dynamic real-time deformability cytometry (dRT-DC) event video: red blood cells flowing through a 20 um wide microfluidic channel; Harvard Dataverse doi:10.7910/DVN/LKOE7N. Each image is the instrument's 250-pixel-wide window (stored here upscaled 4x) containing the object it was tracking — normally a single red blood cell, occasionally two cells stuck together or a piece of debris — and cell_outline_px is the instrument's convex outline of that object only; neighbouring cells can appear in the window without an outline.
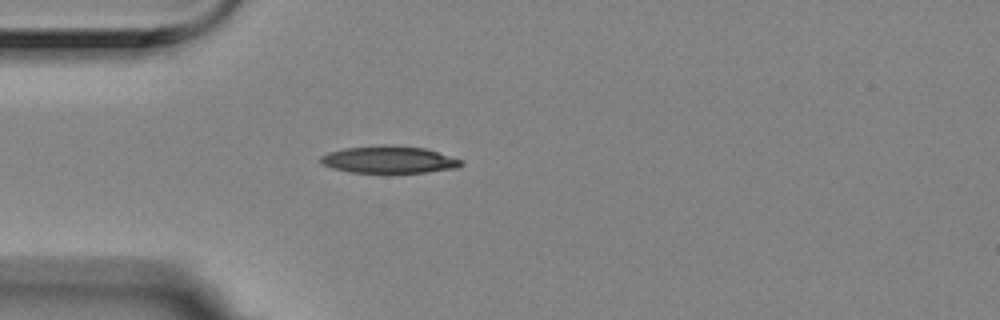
{"species": "Egyptian fruit bat (a non-hibernating species)", "species_latin": "Rousettus aegyptiacus", "temperature_condition": "room temperature", "stored_images_in_passage": 1, "camera_frame_rate_fps": 3000, "um_per_image_px": 0.085, "animal": {"sex": "female"}, "frame": {"image": 1, "passage_image": 1, "time_ms": 0.0, "image_size_px": [1000, 320], "cell_outline_px": [[464, 164], [456, 168], [428, 172], [352, 172], [332, 168], [320, 164], [320, 156], [328, 152], [344, 148], [384, 144], [392, 144], [424, 148], [460, 160]], "centroid_in_image_um": [33.0, 13.55], "position_along_channel_um": 52.0, "area_um2": 22.14}}